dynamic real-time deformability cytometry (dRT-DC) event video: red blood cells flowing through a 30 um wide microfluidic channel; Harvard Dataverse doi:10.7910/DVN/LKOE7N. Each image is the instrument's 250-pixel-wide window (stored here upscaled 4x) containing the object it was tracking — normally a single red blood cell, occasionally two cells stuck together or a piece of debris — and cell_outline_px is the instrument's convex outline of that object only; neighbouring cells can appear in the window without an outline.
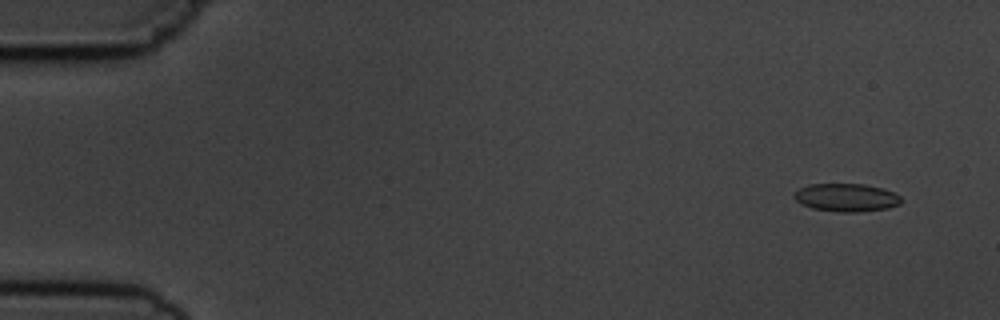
{"species": "common noctule bat (a hibernating species)", "species_latin": "Nyctalus noctula", "temperature_condition": "cold", "stored_images_in_passage": 6, "camera_frame_rate_fps": 3000, "um_per_image_px": 0.085, "animal": {"sex": "male", "body_mass_g": 19.5, "forearm_length_mm": 54.6}, "frame": {"image": 1, "passage_image": 1, "time_ms": 0.0, "image_size_px": [1000, 320], "cell_outline_px": [[904, 200], [900, 204], [888, 208], [856, 212], [840, 212], [812, 208], [800, 204], [792, 196], [792, 192], [808, 184], [864, 184], [884, 188], [900, 196]], "centroid_in_image_um": [71.92, 16.78], "position_along_channel_um": 13.1, "area_um2": 17.69}}
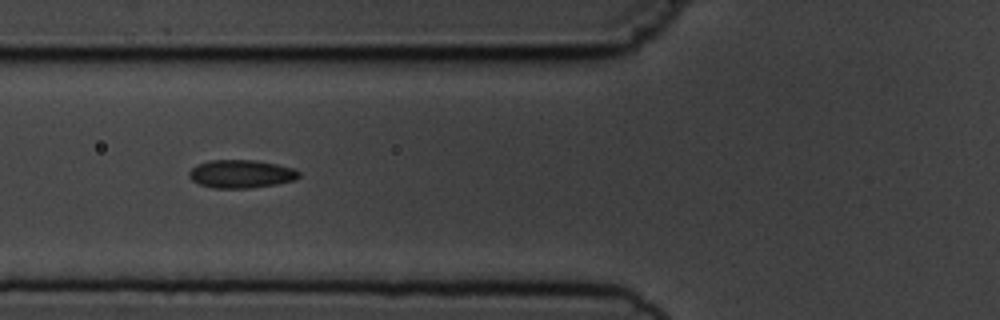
{"frame": {"image": 2, "passage_image": 6, "time_ms": 5.667, "image_size_px": [1000, 320], "cell_outline_px": [[300, 176], [296, 180], [276, 184], [248, 188], [212, 188], [200, 184], [192, 180], [188, 176], [188, 172], [196, 164], [208, 160], [252, 160], [276, 164], [292, 168], [300, 172]], "centroid_in_image_um": [20.47, 14.78], "position_along_channel_um": 105.3, "area_um2": 18.03}}